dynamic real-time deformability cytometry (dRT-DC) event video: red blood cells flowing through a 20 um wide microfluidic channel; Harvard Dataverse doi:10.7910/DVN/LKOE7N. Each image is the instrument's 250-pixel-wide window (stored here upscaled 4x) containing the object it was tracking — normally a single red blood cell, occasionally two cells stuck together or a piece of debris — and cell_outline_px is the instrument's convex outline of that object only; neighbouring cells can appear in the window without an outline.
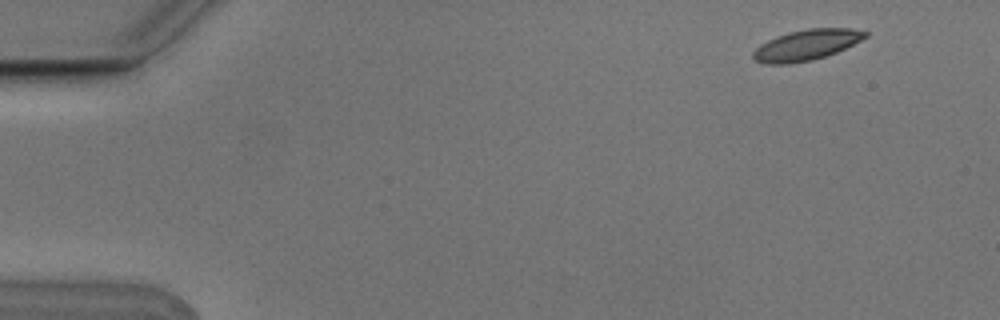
{"species": "Egyptian fruit bat (a non-hibernating species)", "species_latin": "Rousettus aegyptiacus", "temperature_condition": "cold", "stored_images_in_passage": 5, "camera_frame_rate_fps": 3000, "um_per_image_px": 0.085, "animal": {"sex": "male"}, "frame": {"image": 1, "passage_image": 1, "time_ms": 0.0, "image_size_px": [1000, 320], "cell_outline_px": [[868, 36], [836, 52], [812, 60], [788, 64], [768, 64], [756, 60], [752, 56], [752, 52], [760, 44], [776, 36], [788, 32], [808, 28], [852, 28], [868, 32]], "centroid_in_image_um": [68.52, 3.81], "position_along_channel_um": 16.5, "area_um2": 19.88}}